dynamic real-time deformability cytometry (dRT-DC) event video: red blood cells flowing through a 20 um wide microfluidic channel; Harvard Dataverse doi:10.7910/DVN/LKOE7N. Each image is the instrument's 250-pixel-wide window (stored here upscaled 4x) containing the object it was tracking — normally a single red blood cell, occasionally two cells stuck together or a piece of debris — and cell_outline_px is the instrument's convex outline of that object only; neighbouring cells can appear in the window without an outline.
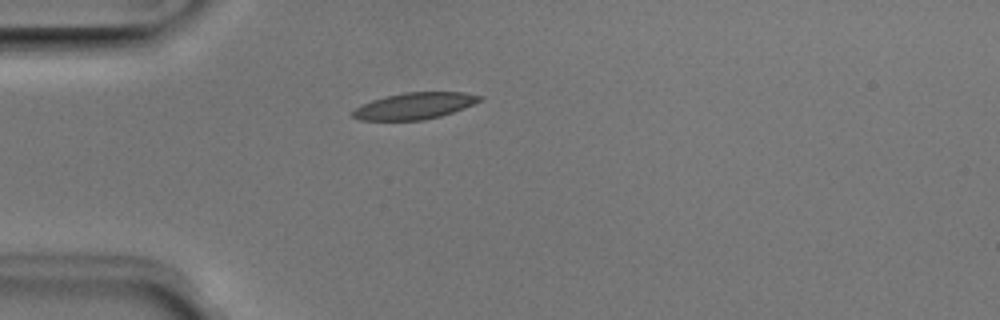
{"species": "Egyptian fruit bat (a non-hibernating species)", "species_latin": "Rousettus aegyptiacus", "temperature_condition": "room temperature", "stored_images_in_passage": 32, "camera_frame_rate_fps": 3000, "um_per_image_px": 0.085, "animal": {"sex": "male"}, "frame": {"image": 1, "passage_image": 1, "time_ms": 0.0, "image_size_px": [1000, 320], "cell_outline_px": [[484, 100], [464, 108], [440, 116], [424, 120], [360, 120], [352, 116], [352, 112], [356, 108], [372, 100], [384, 96], [404, 92], [464, 92], [484, 96]], "centroid_in_image_um": [35.29, 8.99], "position_along_channel_um": 49.7, "area_um2": 19.65}}
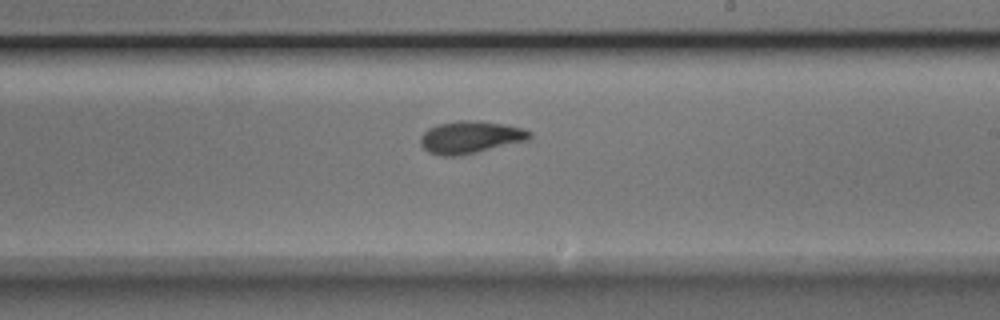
{"frame": {"image": 2, "passage_image": 17, "time_ms": 5.333, "image_size_px": [1000, 320], "cell_outline_px": [[532, 136], [528, 140], [460, 156], [440, 156], [428, 152], [420, 144], [420, 136], [428, 128], [440, 124], [460, 120], [476, 120], [504, 124], [524, 128], [532, 132]], "centroid_in_image_um": [39.98, 11.67], "position_along_channel_um": 249.0, "area_um2": 20.69}}
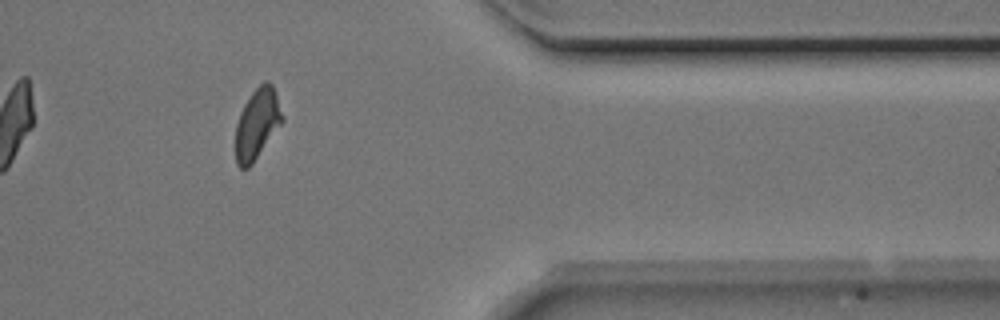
{"frame": {"image": 3, "passage_image": 29, "time_ms": 9.333, "image_size_px": [1000, 320], "cell_outline_px": [[284, 120], [252, 164], [248, 168], [240, 168], [236, 164], [236, 124], [240, 112], [244, 104], [252, 92], [264, 80], [268, 80], [272, 84], [284, 116]], "centroid_in_image_um": [21.86, 10.51], "position_along_channel_um": 389.5, "area_um2": 19.13}, "authors_computed_cell_mechanics": {"area_um2": 19.8254, "velocity_mm_per_s": 3.9901, "shape_relaxation_time_tau1_ms": 2.604, "shape_relaxation_time_tau2_ms": 1.5113, "deformation_change_tau1": 0.1428, "deformation_change_tau2": 0.0723}}